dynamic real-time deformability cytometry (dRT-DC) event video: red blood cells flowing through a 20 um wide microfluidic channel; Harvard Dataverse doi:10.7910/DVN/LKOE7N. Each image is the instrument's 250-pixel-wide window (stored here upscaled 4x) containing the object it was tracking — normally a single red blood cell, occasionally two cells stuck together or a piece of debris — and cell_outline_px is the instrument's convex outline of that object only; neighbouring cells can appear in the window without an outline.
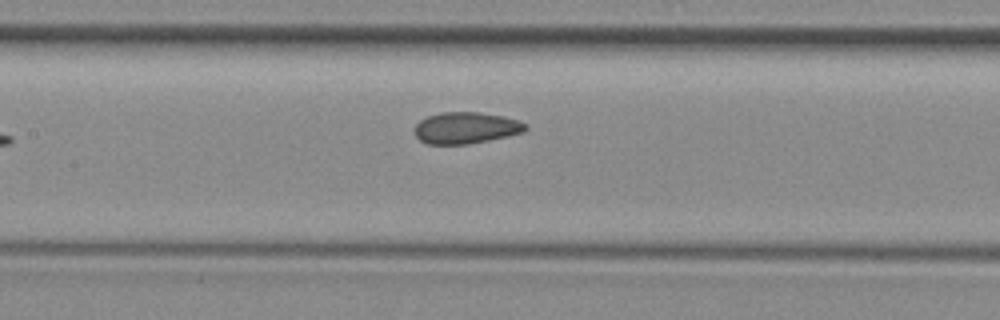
{"species": "common noctule bat (a hibernating species)", "species_latin": "Nyctalus noctula", "temperature_condition": "room temperature", "stored_images_in_passage": 6, "camera_frame_rate_fps": 3000, "um_per_image_px": 0.085, "animal": {"sex": "female", "body_mass_g": 29.2, "forearm_length_mm": 56.3}, "frame": {"image": 1, "passage_image": 6, "time_ms": 6.667, "image_size_px": [1000, 320], "cell_outline_px": [[528, 128], [524, 132], [508, 136], [468, 144], [428, 144], [420, 140], [416, 136], [416, 124], [420, 120], [428, 116], [440, 112], [480, 112], [504, 116], [520, 120], [528, 124]], "centroid_in_image_um": [39.65, 10.86], "position_along_channel_um": 167.7, "area_um2": 20.46}}